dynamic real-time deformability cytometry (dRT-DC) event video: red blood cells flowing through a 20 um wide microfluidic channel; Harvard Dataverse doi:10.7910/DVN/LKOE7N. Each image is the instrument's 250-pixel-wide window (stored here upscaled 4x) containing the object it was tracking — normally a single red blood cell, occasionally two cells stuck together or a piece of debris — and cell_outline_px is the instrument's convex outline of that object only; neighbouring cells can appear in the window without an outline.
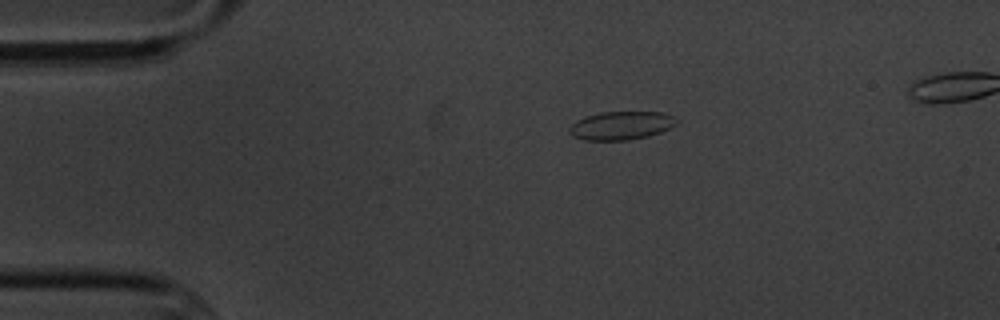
{"species": "common noctule bat (a hibernating species)", "species_latin": "Nyctalus noctula", "temperature_condition": "cold", "stored_images_in_passage": 5, "camera_frame_rate_fps": 3000, "um_per_image_px": 0.085, "animal": {"sex": "male", "body_mass_g": 20.1, "forearm_length_mm": 53.5}, "frame": {"image": 1, "passage_image": 5, "time_ms": 4.667, "image_size_px": [1000, 320], "cell_outline_px": [[680, 120], [672, 128], [648, 136], [628, 140], [584, 140], [572, 136], [568, 132], [568, 128], [576, 120], [584, 116], [600, 112], [664, 112], [676, 116]], "centroid_in_image_um": [52.82, 10.66], "position_along_channel_um": 32.2, "area_um2": 18.09}}